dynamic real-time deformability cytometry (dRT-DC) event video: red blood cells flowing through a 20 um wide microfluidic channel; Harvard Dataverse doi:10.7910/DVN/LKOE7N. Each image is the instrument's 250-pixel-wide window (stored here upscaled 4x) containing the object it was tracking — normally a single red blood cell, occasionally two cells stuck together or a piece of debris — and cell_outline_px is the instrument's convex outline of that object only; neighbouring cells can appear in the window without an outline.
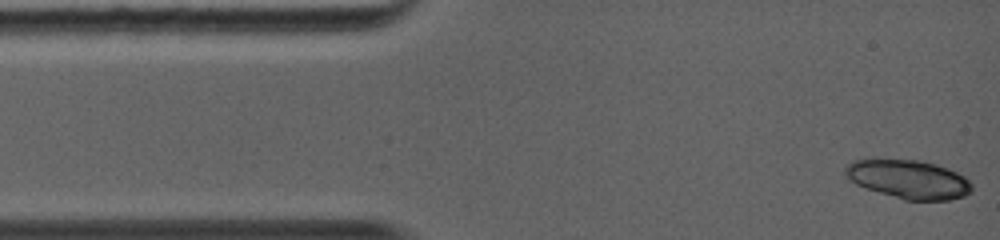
{"species": "common noctule bat (a hibernating species)", "species_latin": "Nyctalus noctula", "temperature_condition": "warm", "stored_images_in_passage": 2, "camera_frame_rate_fps": 5000, "um_per_image_px": 0.085, "animal": {"sex": "female", "body_mass_g": 19.0, "forearm_length_mm": 56.7}, "frame": {"image": 1, "passage_image": 1, "time_ms": 0.0, "image_size_px": [1000, 240], "cell_outline_px": [[972, 188], [964, 196], [948, 200], [904, 200], [864, 188], [856, 184], [844, 172], [844, 168], [852, 160], [916, 160], [936, 164], [956, 172], [964, 176], [972, 184]], "centroid_in_image_um": [77.22, 15.25], "position_along_channel_um": 7.8, "area_um2": 28.21}}